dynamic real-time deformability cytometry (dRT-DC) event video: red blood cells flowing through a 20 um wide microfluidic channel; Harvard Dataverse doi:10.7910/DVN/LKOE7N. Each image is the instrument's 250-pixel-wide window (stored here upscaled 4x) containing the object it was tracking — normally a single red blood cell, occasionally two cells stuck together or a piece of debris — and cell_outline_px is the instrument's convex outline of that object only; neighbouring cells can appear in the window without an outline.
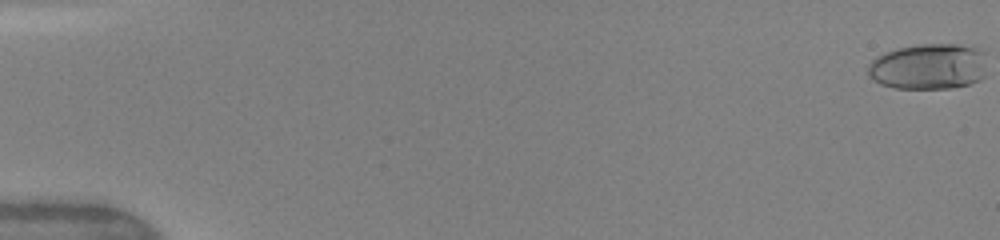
{"species": "human", "species_latin": "Homo sapiens", "temperature_condition": "warm", "stored_images_in_passage": 50, "camera_frame_rate_fps": 3000, "um_per_image_px": 0.085, "donor": {"sex": "female"}, "frame": {"image": 1, "passage_image": 1, "time_ms": 0.0, "image_size_px": [1000, 240], "cell_outline_px": [[984, 76], [980, 80], [968, 84], [952, 88], [892, 88], [880, 84], [868, 76], [868, 68], [872, 60], [876, 56], [884, 52], [900, 48], [920, 44], [972, 44], [984, 52]], "centroid_in_image_um": [78.94, 5.64], "position_along_channel_um": 6.1, "area_um2": 32.08}}
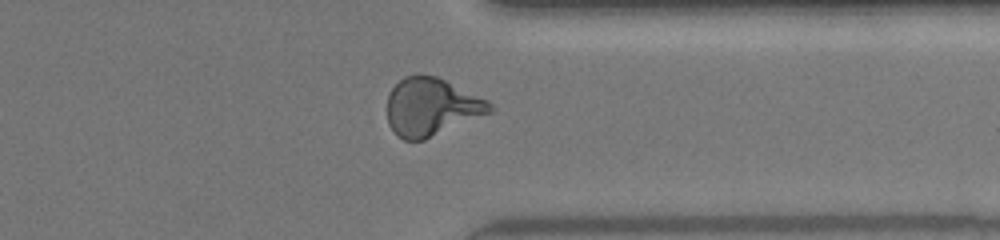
{"frame": {"image": 2, "passage_image": 40, "time_ms": 13.0, "image_size_px": [1000, 240], "cell_outline_px": [[496, 108], [492, 112], [424, 140], [404, 140], [396, 136], [388, 124], [388, 92], [404, 76], [436, 76], [488, 100]], "centroid_in_image_um": [36.67, 9.11], "position_along_channel_um": 374.7, "area_um2": 34.45}}
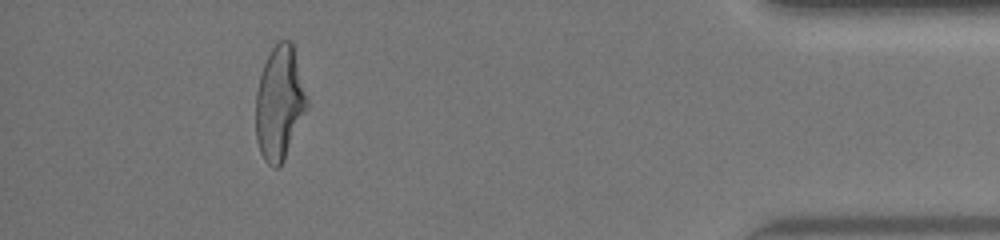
{"frame": {"image": 3, "passage_image": 46, "time_ms": 15.0, "image_size_px": [1000, 240], "cell_outline_px": [[308, 108], [284, 160], [276, 168], [272, 168], [264, 160], [260, 152], [256, 140], [256, 92], [260, 76], [264, 64], [272, 48], [280, 40], [292, 40], [308, 100]], "centroid_in_image_um": [23.76, 8.77], "position_along_channel_um": 411.4, "area_um2": 33.99}, "authors_computed_cell_mechanics": {"area_um2": 33.0038, "velocity_mm_per_s": 4.1875, "shape_relaxation_time_tau1_ms": 5.7856, "shape_relaxation_time_tau2_ms": 0.9158, "deformation_change_tau1": 0.2191, "deformation_change_tau2": 0.0901}}